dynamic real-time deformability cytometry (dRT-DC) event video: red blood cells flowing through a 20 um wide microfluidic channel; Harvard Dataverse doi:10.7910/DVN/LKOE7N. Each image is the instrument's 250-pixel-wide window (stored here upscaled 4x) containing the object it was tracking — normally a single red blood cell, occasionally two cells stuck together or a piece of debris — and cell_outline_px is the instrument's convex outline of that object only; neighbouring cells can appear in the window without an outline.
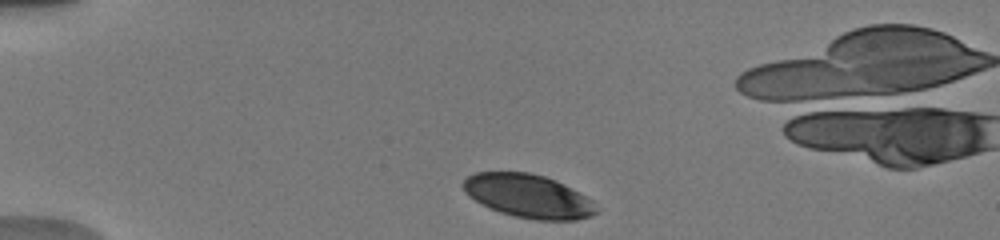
{"species": "human", "species_latin": "Homo sapiens", "temperature_condition": "warm", "stored_images_in_passage": 3, "camera_frame_rate_fps": 3000, "um_per_image_px": 0.085, "donor": {"sex": "male"}, "frame": {"image": 1, "passage_image": 1, "time_ms": 0.0, "image_size_px": [1000, 240], "cell_outline_px": [[600, 212], [592, 216], [576, 220], [536, 220], [516, 216], [500, 212], [480, 204], [468, 196], [464, 192], [460, 184], [468, 176], [476, 172], [528, 172], [544, 176], [556, 180], [588, 196], [592, 200]], "centroid_in_image_um": [44.92, 16.67], "position_along_channel_um": 40.1, "area_um2": 34.1}}